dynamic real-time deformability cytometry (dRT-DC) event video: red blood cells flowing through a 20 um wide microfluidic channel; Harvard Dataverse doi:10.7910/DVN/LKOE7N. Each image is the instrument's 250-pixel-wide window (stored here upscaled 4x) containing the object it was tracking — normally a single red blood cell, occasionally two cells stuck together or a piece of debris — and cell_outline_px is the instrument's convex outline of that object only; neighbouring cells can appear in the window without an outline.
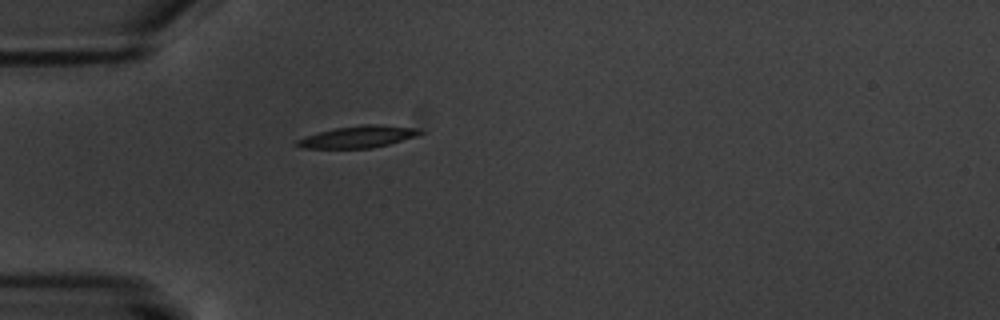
{"species": "common noctule bat (a hibernating species)", "species_latin": "Nyctalus noctula", "temperature_condition": "warm", "stored_images_in_passage": 1, "camera_frame_rate_fps": 3000, "um_per_image_px": 0.085, "animal": {"sex": "male", "body_mass_g": 20.1, "forearm_length_mm": 53.5}, "frame": {"image": 1, "passage_image": 1, "time_ms": 0.0, "image_size_px": [1000, 320], "cell_outline_px": [[424, 132], [416, 136], [388, 144], [372, 148], [304, 148], [292, 144], [296, 140], [320, 132], [336, 128], [360, 124], [376, 124], [420, 128]], "centroid_in_image_um": [30.46, 11.62], "position_along_channel_um": 54.5, "area_um2": 15.61}}